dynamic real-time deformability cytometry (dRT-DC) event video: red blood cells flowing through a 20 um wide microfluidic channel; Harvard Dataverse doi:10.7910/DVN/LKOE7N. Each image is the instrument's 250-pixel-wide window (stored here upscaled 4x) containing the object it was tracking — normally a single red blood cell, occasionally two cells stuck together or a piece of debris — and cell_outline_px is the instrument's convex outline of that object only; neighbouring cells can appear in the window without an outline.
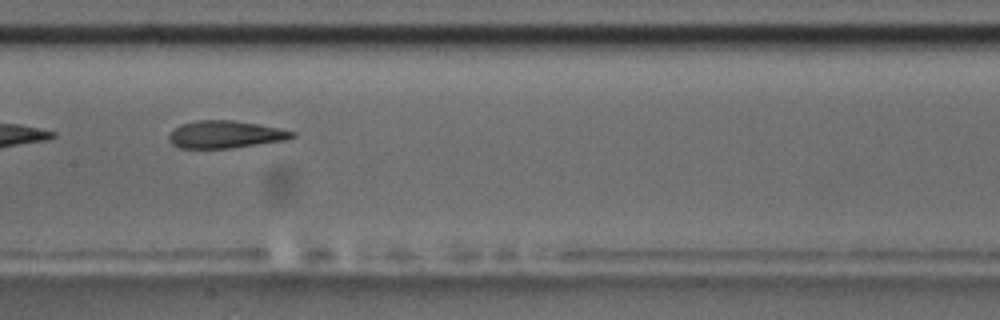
{"species": "common noctule bat (a hibernating species)", "species_latin": "Nyctalus noctula", "temperature_condition": "room temperature", "stored_images_in_passage": 6, "camera_frame_rate_fps": 3000, "um_per_image_px": 0.085, "animal": {"sex": "male", "body_mass_g": 17.5, "forearm_length_mm": 52.3}, "frame": {"image": 1, "passage_image": 5, "time_ms": 4.667, "image_size_px": [1000, 320], "cell_outline_px": [[296, 136], [288, 140], [232, 148], [180, 148], [172, 144], [168, 140], [168, 136], [180, 124], [196, 120], [232, 120], [280, 128], [296, 132]], "centroid_in_image_um": [19.18, 11.43], "position_along_channel_um": 188.2, "area_um2": 19.77}}